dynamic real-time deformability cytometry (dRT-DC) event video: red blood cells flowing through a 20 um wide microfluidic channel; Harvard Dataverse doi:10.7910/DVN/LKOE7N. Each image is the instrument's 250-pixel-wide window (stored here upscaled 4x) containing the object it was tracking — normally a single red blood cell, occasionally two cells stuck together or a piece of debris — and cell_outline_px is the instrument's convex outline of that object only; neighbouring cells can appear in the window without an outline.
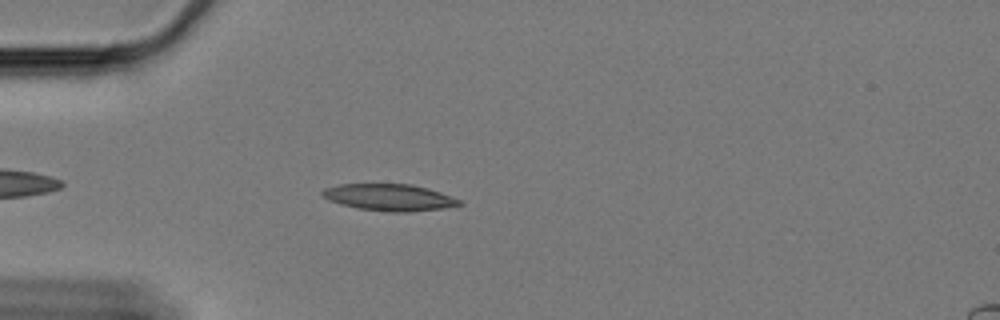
{"species": "Egyptian fruit bat (a non-hibernating species)", "species_latin": "Rousettus aegyptiacus", "temperature_condition": "cold", "stored_images_in_passage": 34, "camera_frame_rate_fps": 3000, "um_per_image_px": 0.085, "animal": {"sex": "female"}, "frame": {"image": 1, "passage_image": 7, "time_ms": 2.0, "image_size_px": [1000, 320], "cell_outline_px": [[464, 204], [444, 208], [408, 212], [388, 212], [356, 208], [332, 200], [324, 196], [320, 192], [324, 188], [340, 184], [408, 184], [428, 188], [440, 192], [460, 200]], "centroid_in_image_um": [33.12, 16.78], "position_along_channel_um": 51.9, "area_um2": 21.1}}
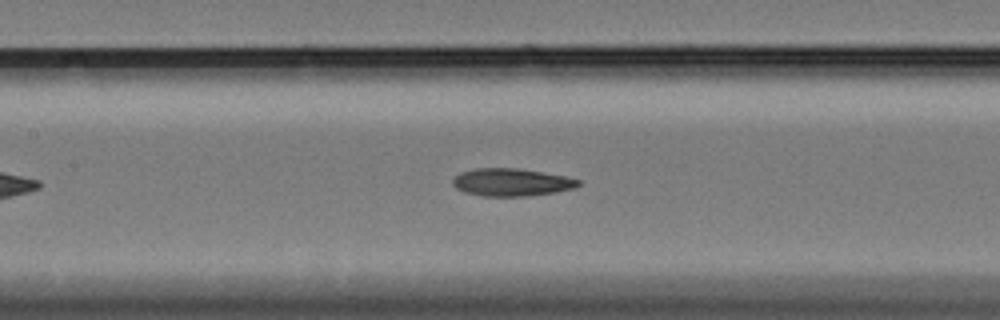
{"frame": {"image": 2, "passage_image": 18, "time_ms": 5.667, "image_size_px": [1000, 320], "cell_outline_px": [[580, 184], [572, 188], [556, 192], [524, 196], [484, 196], [464, 192], [456, 188], [452, 184], [452, 180], [460, 172], [476, 168], [516, 168], [564, 176], [580, 180]], "centroid_in_image_um": [43.43, 15.49], "position_along_channel_um": 164.0, "area_um2": 20.0}}
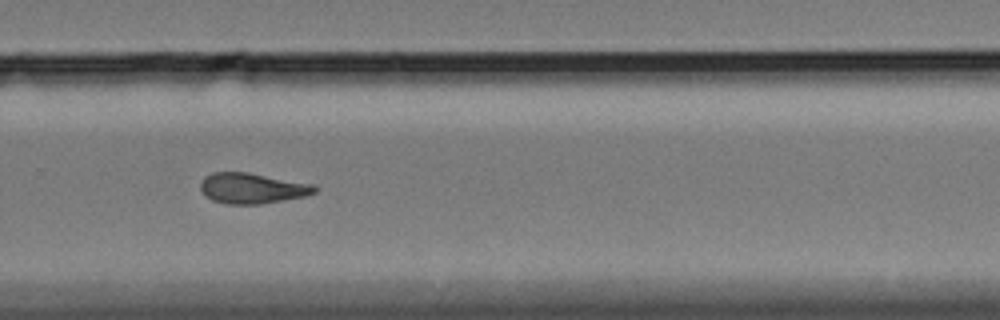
{"frame": {"image": 3, "passage_image": 31, "time_ms": 10.0, "image_size_px": [1000, 320], "cell_outline_px": [[316, 192], [308, 196], [260, 204], [224, 204], [212, 200], [200, 188], [200, 184], [204, 176], [212, 172], [248, 172], [312, 184], [316, 188]], "centroid_in_image_um": [21.43, 16.0], "position_along_channel_um": 308.4, "area_um2": 20.29}}